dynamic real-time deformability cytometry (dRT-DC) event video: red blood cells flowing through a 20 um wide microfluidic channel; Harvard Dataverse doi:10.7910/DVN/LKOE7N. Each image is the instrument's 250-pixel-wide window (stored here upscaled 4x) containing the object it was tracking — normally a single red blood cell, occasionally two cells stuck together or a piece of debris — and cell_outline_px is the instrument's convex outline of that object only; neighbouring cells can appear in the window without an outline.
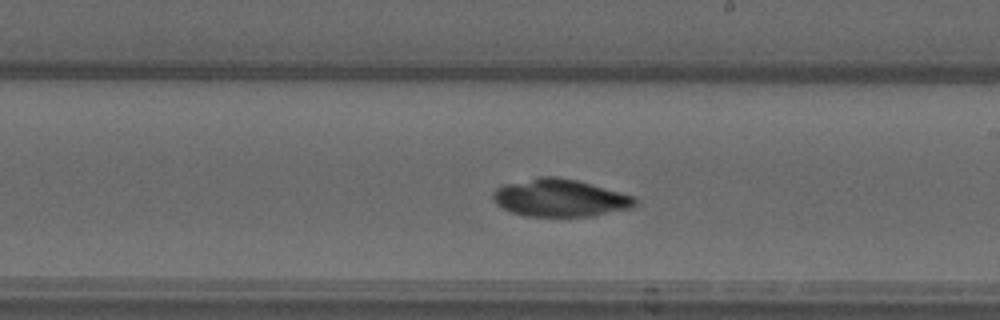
{"species": "common noctule bat (a hibernating species)", "species_latin": "Nyctalus noctula", "temperature_condition": "warm", "stored_images_in_passage": 44, "camera_frame_rate_fps": 3000, "um_per_image_px": 0.085, "animal": {"sex": "male", "forearm_length_mm": 52.5}, "frame": {"image": 1, "passage_image": 23, "time_ms": 7.333, "image_size_px": [1000, 320], "cell_outline_px": [[636, 208], [592, 216], [524, 216], [512, 212], [496, 204], [492, 200], [492, 192], [496, 188], [504, 184], [540, 176], [556, 176], [576, 180], [636, 196]], "centroid_in_image_um": [47.62, 16.82], "position_along_channel_um": 241.4, "area_um2": 31.33}}
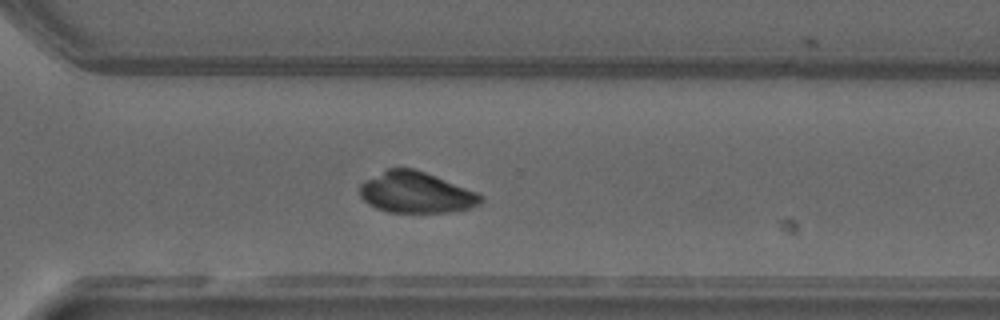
{"frame": {"image": 2, "passage_image": 30, "time_ms": 9.667, "image_size_px": [1000, 320], "cell_outline_px": [[484, 200], [480, 204], [468, 208], [448, 212], [388, 212], [376, 208], [368, 204], [360, 196], [360, 184], [364, 180], [388, 168], [412, 168], [424, 172], [476, 192], [484, 196]], "centroid_in_image_um": [35.33, 16.37], "position_along_channel_um": 335.3, "area_um2": 28.73}}
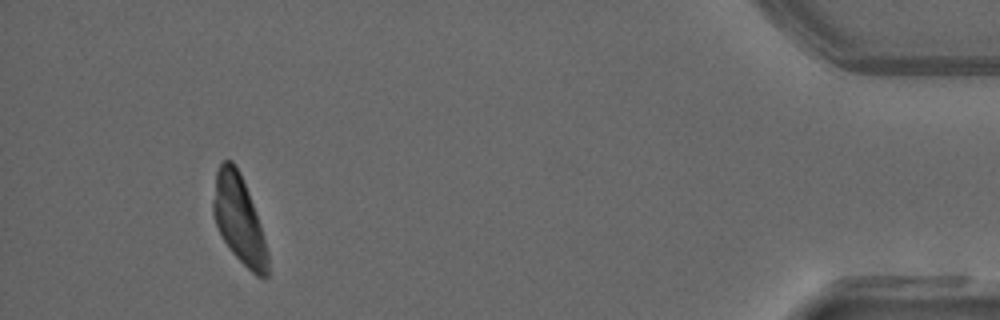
{"frame": {"image": 3, "passage_image": 41, "time_ms": 13.333, "image_size_px": [1000, 320], "cell_outline_px": [[268, 276], [256, 276], [232, 252], [224, 240], [216, 224], [212, 212], [212, 200], [216, 172], [220, 164], [224, 160], [232, 160], [240, 172], [248, 192], [260, 224], [268, 252]], "centroid_in_image_um": [20.3, 18.62], "position_along_channel_um": 414.9, "area_um2": 27.57}}